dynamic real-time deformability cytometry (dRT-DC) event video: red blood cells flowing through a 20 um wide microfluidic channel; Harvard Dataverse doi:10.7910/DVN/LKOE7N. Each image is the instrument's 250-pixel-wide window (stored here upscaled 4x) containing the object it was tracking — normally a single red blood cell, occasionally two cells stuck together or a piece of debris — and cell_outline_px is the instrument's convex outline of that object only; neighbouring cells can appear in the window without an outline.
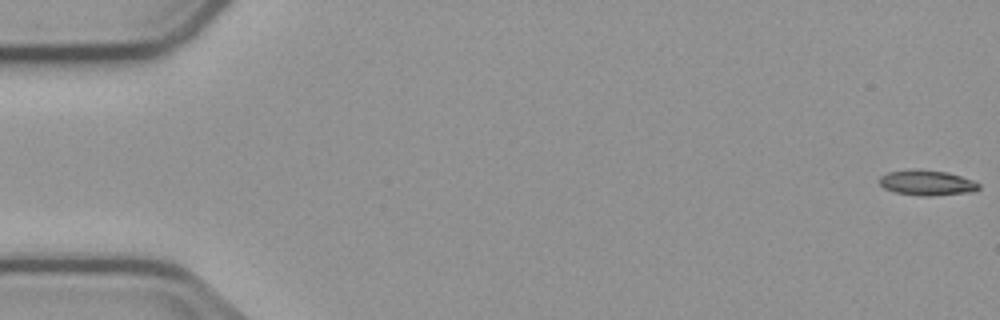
{"species": "common noctule bat (a hibernating species)", "species_latin": "Nyctalus noctula", "temperature_condition": "cold", "stored_images_in_passage": 4, "camera_frame_rate_fps": 3000, "um_per_image_px": 0.085, "animal": {"sex": "male", "body_mass_g": 23.1, "forearm_length_mm": 52.7}, "frame": {"image": 1, "passage_image": 1, "time_ms": 0.0, "image_size_px": [1000, 320], "cell_outline_px": [[980, 188], [972, 192], [932, 196], [920, 196], [896, 192], [884, 188], [880, 184], [880, 176], [888, 172], [908, 168], [920, 168], [948, 172], [972, 180], [980, 184]], "centroid_in_image_um": [78.78, 15.51], "position_along_channel_um": 6.2, "area_um2": 14.91}}
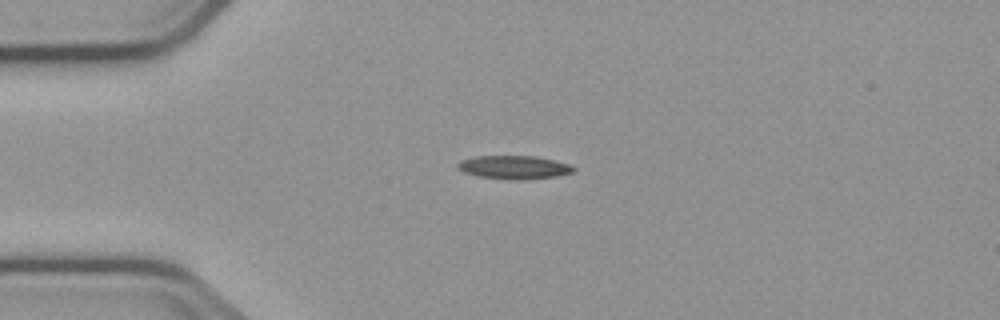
{"frame": {"image": 2, "passage_image": 3, "time_ms": 4.333, "image_size_px": [1000, 320], "cell_outline_px": [[576, 168], [572, 172], [556, 176], [520, 180], [516, 180], [480, 176], [464, 172], [456, 168], [456, 164], [460, 160], [476, 156], [536, 156], [568, 164]], "centroid_in_image_um": [43.65, 14.21], "position_along_channel_um": 41.3, "area_um2": 15.61}}